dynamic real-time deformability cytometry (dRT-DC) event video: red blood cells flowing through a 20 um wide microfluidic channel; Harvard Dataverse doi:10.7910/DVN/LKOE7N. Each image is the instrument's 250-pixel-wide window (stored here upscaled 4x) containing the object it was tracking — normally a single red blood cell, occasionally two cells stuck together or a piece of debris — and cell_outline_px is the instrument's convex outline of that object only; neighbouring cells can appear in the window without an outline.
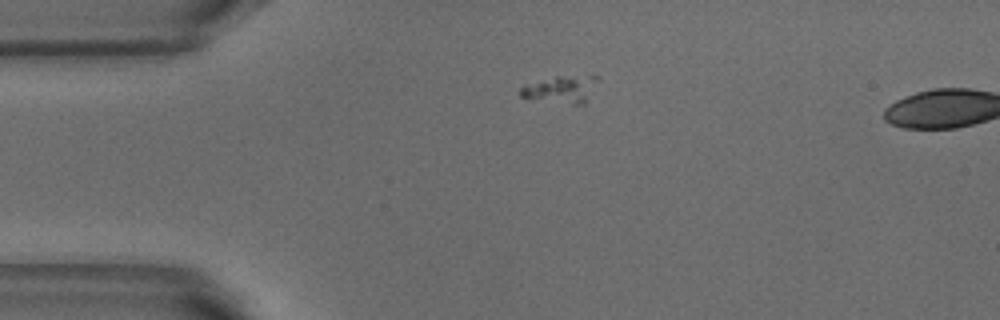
{"species": "common noctule bat (a hibernating species)", "species_latin": "Nyctalus noctula", "temperature_condition": "warm", "stored_images_in_passage": 5, "segment_of_instrument_passage": [2, 2], "camera_frame_rate_fps": 3000, "um_per_image_px": 0.085, "animal": {"sex": "male", "body_mass_g": 18.8}, "frame": {"image": 1, "passage_image": 5, "time_ms": 1.333, "image_size_px": [1000, 320], "cell_outline_px": [[600, 76], [584, 104], [576, 104], [520, 96], [520, 88], [524, 84], [556, 76]], "centroid_in_image_um": [47.69, 7.56], "position_along_channel_um": 37.3, "area_um2": 11.73}}